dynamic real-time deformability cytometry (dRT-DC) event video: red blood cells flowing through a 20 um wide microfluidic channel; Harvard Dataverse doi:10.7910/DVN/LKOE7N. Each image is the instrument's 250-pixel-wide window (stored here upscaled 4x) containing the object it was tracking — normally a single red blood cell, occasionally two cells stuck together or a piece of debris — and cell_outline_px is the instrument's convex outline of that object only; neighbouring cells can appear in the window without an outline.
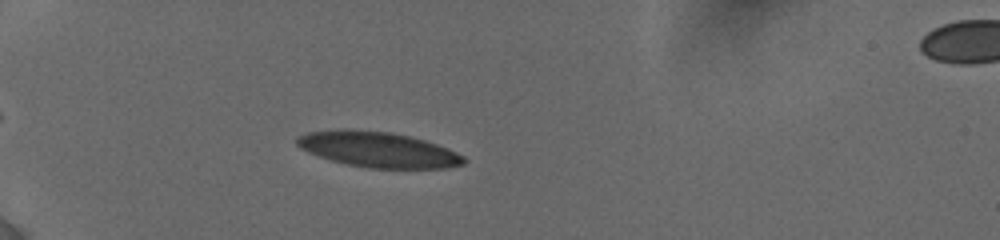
{"species": "human", "species_latin": "Homo sapiens", "temperature_condition": "cold", "stored_images_in_passage": 7, "camera_frame_rate_fps": 3000, "um_per_image_px": 0.085, "donor": {"sex": "female"}, "frame": {"image": 1, "passage_image": 3, "time_ms": 1.667, "image_size_px": [1000, 240], "cell_outline_px": [[468, 160], [464, 164], [448, 168], [368, 168], [348, 164], [332, 160], [308, 152], [300, 148], [296, 144], [296, 136], [304, 132], [340, 128], [348, 128], [392, 132], [424, 140], [448, 148], [464, 156]], "centroid_in_image_um": [32.11, 12.69], "position_along_channel_um": 52.9, "area_um2": 34.8}}
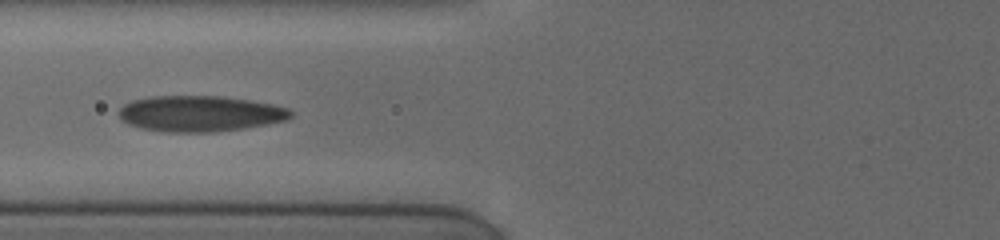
{"frame": {"image": 2, "passage_image": 6, "time_ms": 4.0, "image_size_px": [1000, 240], "cell_outline_px": [[292, 116], [288, 120], [268, 124], [244, 128], [212, 132], [164, 132], [140, 128], [128, 124], [120, 120], [120, 108], [124, 104], [132, 100], [152, 96], [220, 96], [248, 100], [272, 104], [288, 108], [292, 112]], "centroid_in_image_um": [16.99, 9.66], "position_along_channel_um": 108.8, "area_um2": 36.01}}